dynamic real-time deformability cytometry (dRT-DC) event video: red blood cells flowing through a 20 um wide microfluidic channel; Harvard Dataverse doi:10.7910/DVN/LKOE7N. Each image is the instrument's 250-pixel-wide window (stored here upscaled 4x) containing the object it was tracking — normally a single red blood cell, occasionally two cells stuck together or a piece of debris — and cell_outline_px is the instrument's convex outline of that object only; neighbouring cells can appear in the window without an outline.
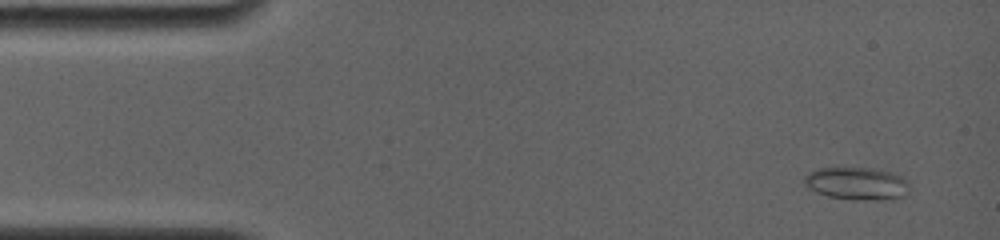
{"species": "common noctule bat (a hibernating species)", "species_latin": "Nyctalus noctula", "temperature_condition": "room temperature", "stored_images_in_passage": 9, "camera_frame_rate_fps": 4000, "um_per_image_px": 0.085, "animal": {"sex": "female", "body_mass_g": 19.0, "forearm_length_mm": 56.7}, "frame": {"image": 1, "passage_image": 2, "time_ms": 0.75, "image_size_px": [1000, 240], "cell_outline_px": [[908, 184], [904, 196], [856, 200], [852, 200], [828, 196], [816, 192], [808, 188], [804, 184], [804, 176], [808, 172], [816, 168], [872, 168], [888, 172], [900, 176]], "centroid_in_image_um": [72.71, 15.58], "position_along_channel_um": 12.3, "area_um2": 19.48}}
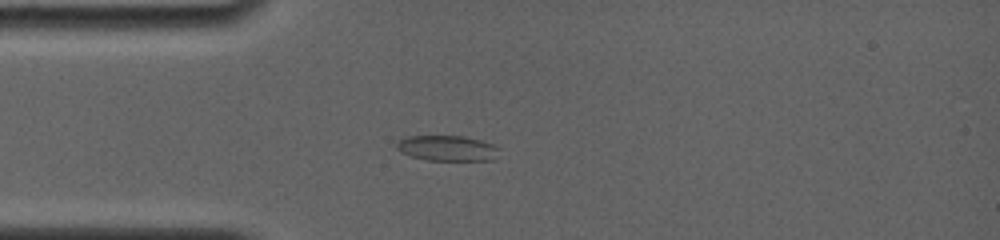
{"frame": {"image": 2, "passage_image": 6, "time_ms": 4.0, "image_size_px": [1000, 240], "cell_outline_px": [[500, 148], [492, 160], [428, 160], [412, 156], [400, 152], [396, 148], [396, 144], [400, 140], [408, 136], [464, 136], [480, 140], [492, 144]], "centroid_in_image_um": [38.0, 12.59], "position_along_channel_um": 47.0, "area_um2": 15.03}}
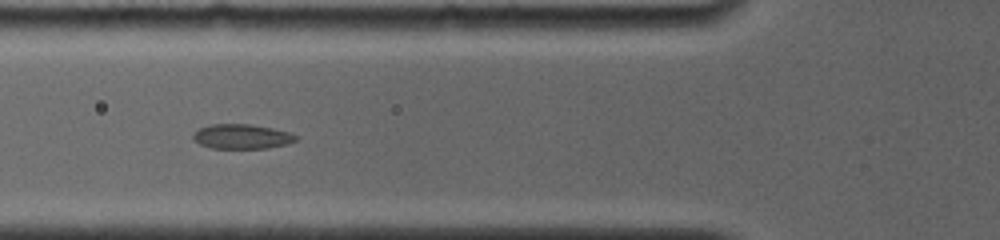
{"frame": {"image": 3, "passage_image": 8, "time_ms": 5.75, "image_size_px": [1000, 240], "cell_outline_px": [[300, 140], [288, 144], [268, 148], [212, 148], [200, 144], [192, 140], [192, 132], [200, 128], [212, 124], [252, 124], [272, 128], [288, 132], [300, 136]], "centroid_in_image_um": [20.58, 11.6], "position_along_channel_um": 105.2, "area_um2": 15.03}}